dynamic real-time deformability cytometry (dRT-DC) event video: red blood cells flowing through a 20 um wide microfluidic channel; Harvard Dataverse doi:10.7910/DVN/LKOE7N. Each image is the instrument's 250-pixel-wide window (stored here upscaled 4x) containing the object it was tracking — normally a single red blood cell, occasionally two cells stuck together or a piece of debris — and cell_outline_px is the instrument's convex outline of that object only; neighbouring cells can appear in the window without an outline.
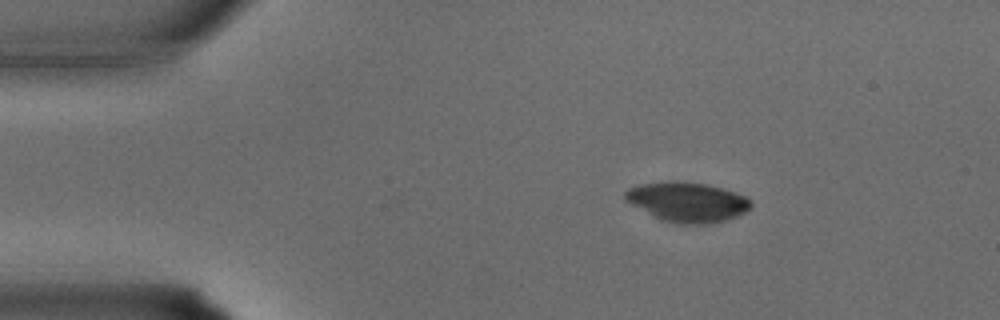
{"species": "common noctule bat (a hibernating species)", "species_latin": "Nyctalus noctula", "temperature_condition": "warm", "stored_images_in_passage": 29, "camera_frame_rate_fps": 3000, "um_per_image_px": 0.085, "animal": {"sex": "male", "body_mass_g": 15.6}, "frame": {"image": 1, "passage_image": 1, "time_ms": 0.0, "image_size_px": [1000, 320], "cell_outline_px": [[752, 208], [728, 220], [712, 224], [676, 224], [660, 220], [652, 216], [624, 200], [624, 192], [628, 188], [640, 184], [704, 184], [720, 188], [744, 196], [752, 200]], "centroid_in_image_um": [58.44, 17.24], "position_along_channel_um": 26.6, "area_um2": 28.44}}
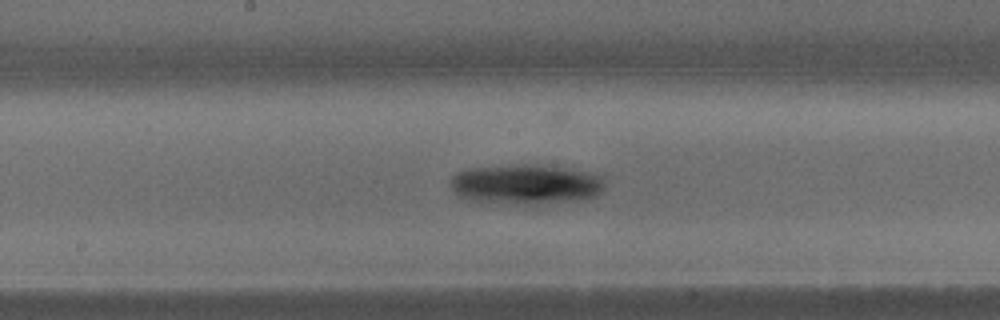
{"frame": {"image": 2, "passage_image": 13, "time_ms": 4.0, "image_size_px": [1000, 320], "cell_outline_px": [[604, 188], [596, 196], [584, 200], [536, 204], [480, 204], [460, 196], [452, 188], [452, 176], [456, 172], [468, 168], [512, 164], [536, 164], [568, 168], [604, 176]], "centroid_in_image_um": [44.69, 15.68], "position_along_channel_um": 203.5, "area_um2": 36.76}}
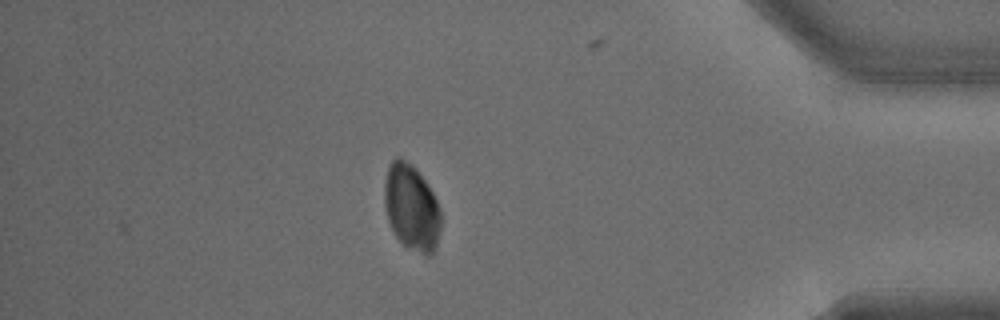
{"frame": {"image": 3, "passage_image": 25, "time_ms": 8.0, "image_size_px": [1000, 320], "cell_outline_px": [[440, 228], [436, 244], [432, 252], [428, 256], [404, 244], [396, 236], [388, 220], [384, 204], [384, 184], [388, 168], [392, 160], [396, 156], [400, 156], [412, 164], [424, 180], [432, 192], [440, 208]], "centroid_in_image_um": [34.96, 17.59], "position_along_channel_um": 400.2, "area_um2": 27.86}}